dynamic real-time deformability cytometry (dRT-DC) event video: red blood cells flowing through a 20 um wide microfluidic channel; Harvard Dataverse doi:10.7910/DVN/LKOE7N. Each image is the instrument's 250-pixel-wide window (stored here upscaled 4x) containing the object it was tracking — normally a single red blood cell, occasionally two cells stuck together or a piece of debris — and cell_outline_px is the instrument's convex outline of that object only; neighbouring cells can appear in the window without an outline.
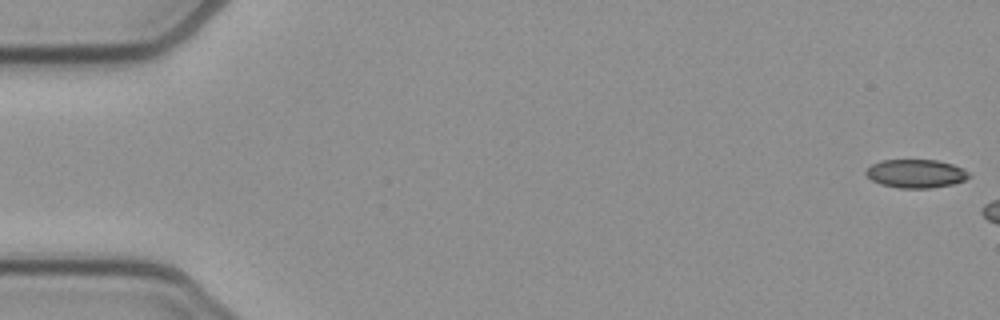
{"species": "common noctule bat (a hibernating species)", "species_latin": "Nyctalus noctula", "temperature_condition": "cold", "stored_images_in_passage": 6, "camera_frame_rate_fps": 3000, "um_per_image_px": 0.085, "animal": {"sex": "female", "body_mass_g": 21.9}, "frame": {"image": 1, "passage_image": 1, "time_ms": 0.0, "image_size_px": [1000, 320], "cell_outline_px": [[972, 176], [964, 180], [952, 184], [932, 188], [900, 188], [880, 184], [872, 180], [864, 172], [872, 164], [880, 160], [936, 160], [952, 164], [964, 168]], "centroid_in_image_um": [77.86, 14.75], "position_along_channel_um": 7.1, "area_um2": 17.11}}